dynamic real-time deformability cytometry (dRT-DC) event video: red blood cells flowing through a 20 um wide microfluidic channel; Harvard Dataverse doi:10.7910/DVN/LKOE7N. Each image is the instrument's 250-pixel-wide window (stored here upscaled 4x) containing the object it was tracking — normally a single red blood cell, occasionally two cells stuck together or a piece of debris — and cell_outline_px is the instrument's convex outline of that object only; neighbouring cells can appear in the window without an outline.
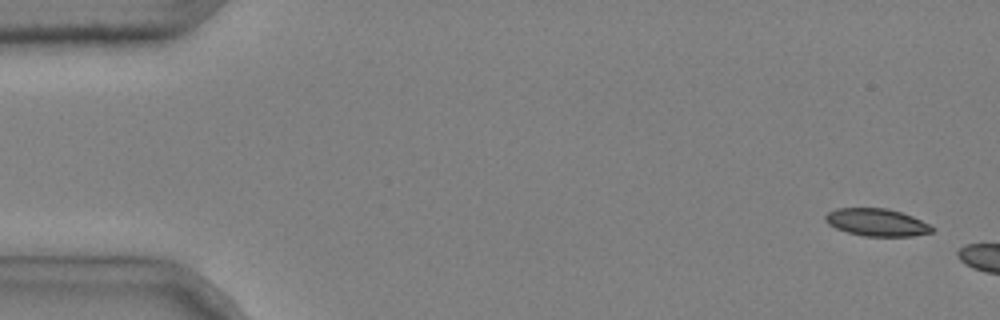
{"species": "common noctule bat (a hibernating species)", "species_latin": "Nyctalus noctula", "temperature_condition": "cold", "stored_images_in_passage": 3, "camera_frame_rate_fps": 3000, "um_per_image_px": 0.085, "animal": {"sex": "male", "body_mass_g": 20.4}, "frame": {"image": 1, "passage_image": 1, "time_ms": 0.0, "image_size_px": [1000, 320], "cell_outline_px": [[936, 228], [932, 232], [912, 236], [864, 236], [848, 232], [836, 228], [828, 224], [824, 220], [824, 216], [828, 212], [836, 208], [888, 208], [912, 216]], "centroid_in_image_um": [74.51, 18.9], "position_along_channel_um": 10.5, "area_um2": 17.05}}